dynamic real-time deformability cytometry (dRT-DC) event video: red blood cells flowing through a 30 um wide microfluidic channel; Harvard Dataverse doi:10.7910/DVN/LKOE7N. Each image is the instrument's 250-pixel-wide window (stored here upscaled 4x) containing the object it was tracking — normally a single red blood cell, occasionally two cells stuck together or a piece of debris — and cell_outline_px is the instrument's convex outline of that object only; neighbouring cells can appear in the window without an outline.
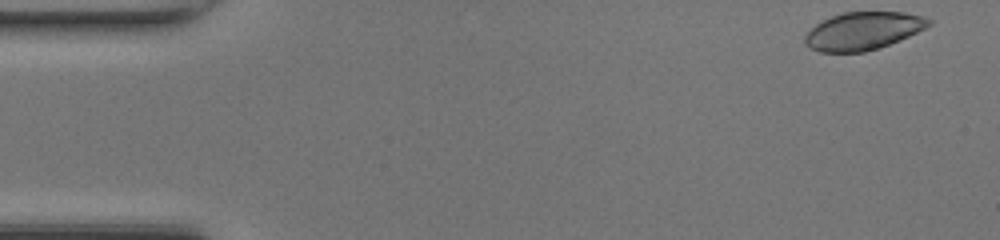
{"species": "common noctule bat (a hibernating species)", "species_latin": "Nyctalus noctula", "temperature_condition": "room temperature", "stored_images_in_passage": 10, "camera_frame_rate_fps": 3000, "um_per_image_px": 0.085, "animal": {"sex": "female", "body_mass_g": 17.0, "forearm_length_mm": 48.0}, "frame": {"image": 1, "passage_image": 1, "time_ms": 0.0, "image_size_px": [1000, 240], "cell_outline_px": [[932, 24], [908, 36], [888, 44], [864, 52], [820, 52], [804, 44], [804, 36], [816, 24], [832, 16], [844, 12], [904, 12], [924, 16], [932, 20]], "centroid_in_image_um": [73.36, 2.62], "position_along_channel_um": 11.6, "area_um2": 26.99}}